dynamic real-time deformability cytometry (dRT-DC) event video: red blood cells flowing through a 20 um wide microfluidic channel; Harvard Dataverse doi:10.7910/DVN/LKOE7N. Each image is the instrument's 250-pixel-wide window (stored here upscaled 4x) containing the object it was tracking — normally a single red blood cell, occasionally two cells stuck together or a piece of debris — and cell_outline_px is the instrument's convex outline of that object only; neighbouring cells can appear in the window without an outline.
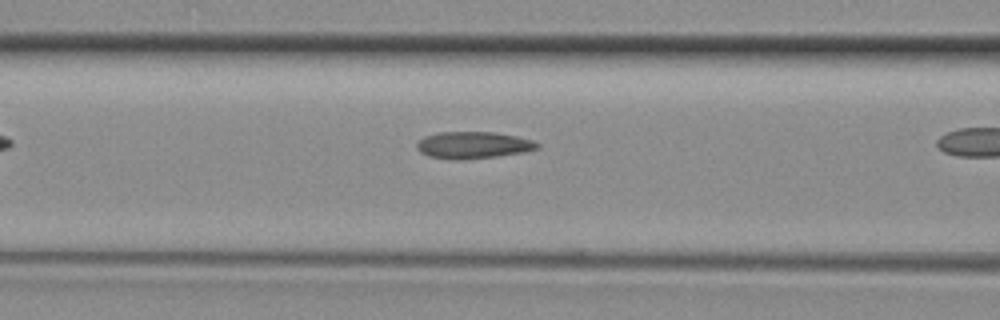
{"species": "common noctule bat (a hibernating species)", "species_latin": "Nyctalus noctula", "temperature_condition": "room temperature", "stored_images_in_passage": 13, "camera_frame_rate_fps": 3000, "um_per_image_px": 0.085, "animal": {"sex": "female", "body_mass_g": 29.2, "forearm_length_mm": 56.3}, "frame": {"image": 1, "passage_image": 4, "time_ms": 1.0, "image_size_px": [1000, 320], "cell_outline_px": [[540, 148], [524, 152], [496, 156], [464, 160], [456, 160], [428, 156], [420, 152], [416, 148], [416, 144], [424, 136], [440, 132], [492, 132], [516, 136], [532, 140], [540, 144]], "centroid_in_image_um": [40.21, 12.34], "position_along_channel_um": 126.4, "area_um2": 18.9}}